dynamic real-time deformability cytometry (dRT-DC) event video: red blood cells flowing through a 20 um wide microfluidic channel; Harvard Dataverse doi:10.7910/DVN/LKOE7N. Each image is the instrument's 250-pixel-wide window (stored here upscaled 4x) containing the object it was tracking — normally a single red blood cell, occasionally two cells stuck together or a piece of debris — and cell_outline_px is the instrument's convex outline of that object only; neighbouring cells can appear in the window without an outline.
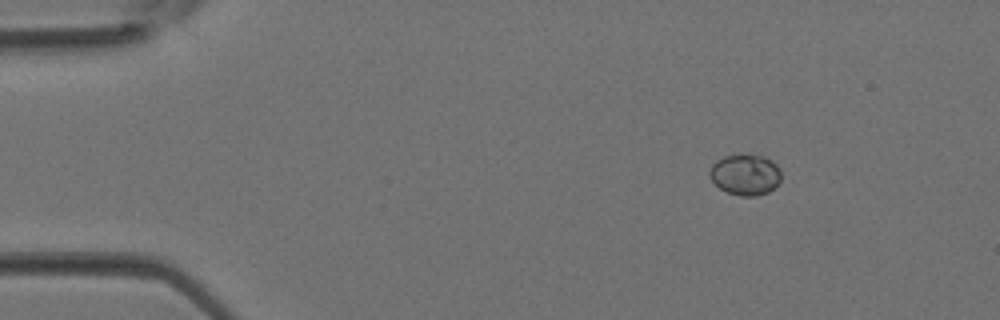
{"species": "Egyptian fruit bat (a non-hibernating species)", "species_latin": "Rousettus aegyptiacus", "temperature_condition": "room temperature", "stored_images_in_passage": 3, "camera_frame_rate_fps": 3000, "um_per_image_px": 0.085, "animal": {"sex": "female"}, "frame": {"image": 1, "passage_image": 1, "time_ms": 0.0, "image_size_px": [1000, 320], "cell_outline_px": [[780, 180], [776, 188], [768, 192], [756, 196], [740, 196], [728, 192], [720, 188], [712, 180], [708, 172], [712, 164], [716, 160], [724, 156], [764, 156], [776, 164], [780, 168]], "centroid_in_image_um": [63.36, 14.87], "position_along_channel_um": 21.6, "area_um2": 16.88}}
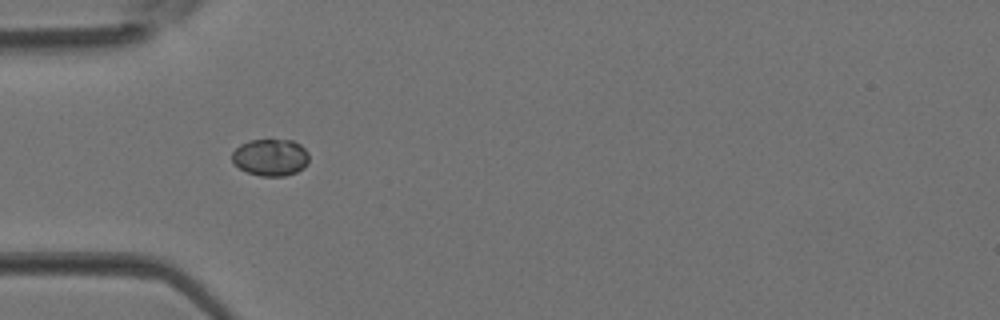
{"frame": {"image": 2, "passage_image": 3, "time_ms": 0.667, "image_size_px": [1000, 320], "cell_outline_px": [[308, 164], [304, 168], [296, 172], [284, 176], [260, 176], [248, 172], [240, 168], [232, 160], [232, 152], [240, 144], [248, 140], [292, 140], [300, 144], [308, 152]], "centroid_in_image_um": [23.01, 13.37], "position_along_channel_um": 62.0, "area_um2": 16.59}}